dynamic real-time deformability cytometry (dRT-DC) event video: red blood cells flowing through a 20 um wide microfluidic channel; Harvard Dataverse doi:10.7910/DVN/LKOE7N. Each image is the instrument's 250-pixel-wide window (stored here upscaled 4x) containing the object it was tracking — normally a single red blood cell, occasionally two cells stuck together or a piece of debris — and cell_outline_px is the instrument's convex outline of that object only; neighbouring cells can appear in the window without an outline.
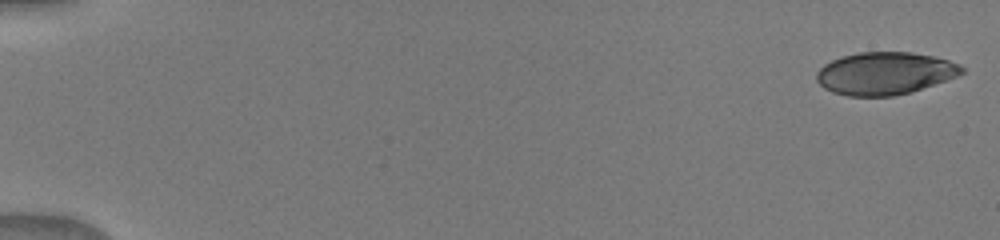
{"species": "human", "species_latin": "Homo sapiens", "temperature_condition": "warm", "stored_images_in_passage": 12, "camera_frame_rate_fps": 3000, "um_per_image_px": 0.085, "donor": {"sex": "male"}, "frame": {"image": 1, "passage_image": 1, "time_ms": 0.0, "image_size_px": [1000, 240], "cell_outline_px": [[964, 72], [956, 76], [912, 92], [892, 96], [848, 96], [832, 92], [824, 88], [816, 80], [816, 72], [824, 64], [832, 60], [844, 56], [860, 52], [912, 52], [932, 56], [948, 60], [960, 64], [964, 68]], "centroid_in_image_um": [75.2, 6.24], "position_along_channel_um": 9.8, "area_um2": 35.89}}
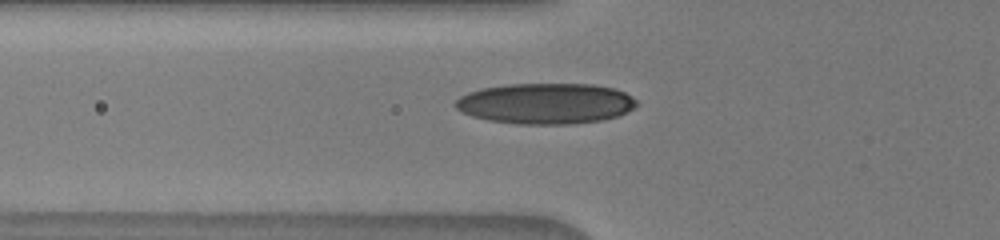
{"frame": {"image": 2, "passage_image": 10, "time_ms": 6.0, "image_size_px": [1000, 240], "cell_outline_px": [[640, 104], [628, 112], [616, 116], [600, 120], [568, 124], [516, 124], [488, 120], [472, 116], [456, 108], [452, 104], [460, 96], [468, 92], [480, 88], [508, 84], [592, 84], [616, 88], [624, 92], [636, 100]], "centroid_in_image_um": [46.38, 8.79], "position_along_channel_um": 79.4, "area_um2": 43.23}}
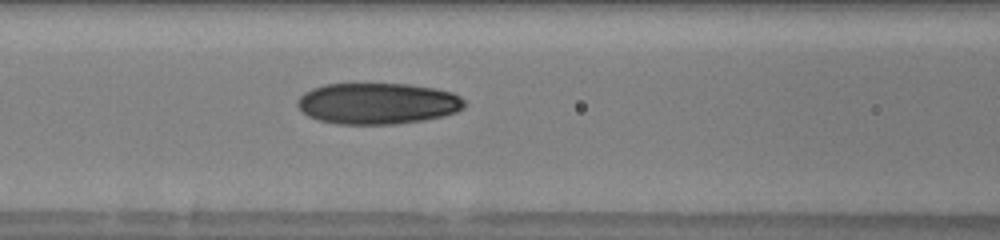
{"frame": {"image": 3, "passage_image": 12, "time_ms": 7.333, "image_size_px": [1000, 240], "cell_outline_px": [[464, 108], [456, 112], [444, 116], [424, 120], [396, 124], [336, 124], [320, 120], [308, 116], [296, 104], [296, 100], [304, 92], [312, 88], [324, 84], [408, 84], [436, 88], [452, 92], [460, 96], [464, 100]], "centroid_in_image_um": [32.1, 8.79], "position_along_channel_um": 134.5, "area_um2": 40.34}}